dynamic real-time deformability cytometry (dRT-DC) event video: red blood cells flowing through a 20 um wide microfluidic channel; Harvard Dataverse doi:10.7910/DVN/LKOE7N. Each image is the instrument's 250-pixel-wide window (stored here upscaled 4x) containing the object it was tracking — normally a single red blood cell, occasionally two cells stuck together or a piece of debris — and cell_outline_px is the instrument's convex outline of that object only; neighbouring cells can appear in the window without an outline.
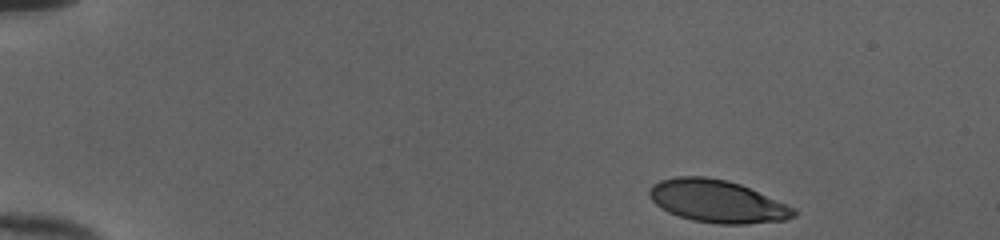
{"species": "human", "species_latin": "Homo sapiens", "temperature_condition": "cold", "stored_images_in_passage": 46, "camera_frame_rate_fps": 3000, "um_per_image_px": 0.085, "donor": {"sex": "female"}, "frame": {"image": 1, "passage_image": 1, "time_ms": 0.0, "image_size_px": [1000, 240], "cell_outline_px": [[796, 216], [784, 220], [748, 224], [720, 224], [692, 220], [668, 212], [656, 204], [648, 196], [648, 192], [652, 184], [660, 180], [676, 176], [704, 176], [728, 180], [740, 184], [796, 208]], "centroid_in_image_um": [60.96, 17.1], "position_along_channel_um": 24.0, "area_um2": 35.84}}
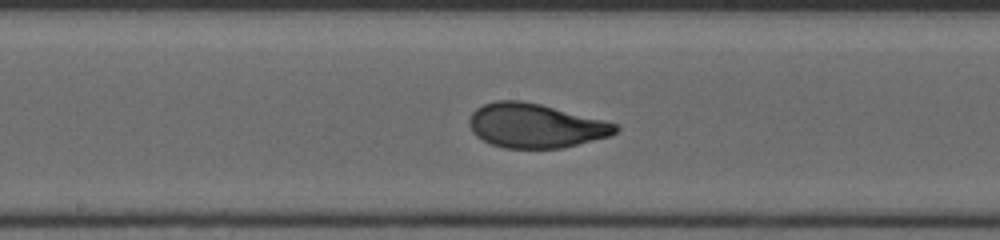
{"frame": {"image": 2, "passage_image": 23, "time_ms": 7.333, "image_size_px": [1000, 240], "cell_outline_px": [[620, 128], [612, 136], [564, 148], [504, 148], [492, 144], [476, 136], [472, 132], [468, 124], [468, 120], [472, 112], [476, 108], [484, 104], [496, 100], [520, 100], [540, 104], [604, 120], [616, 124]], "centroid_in_image_um": [45.51, 10.69], "position_along_channel_um": 202.7, "area_um2": 37.86}}
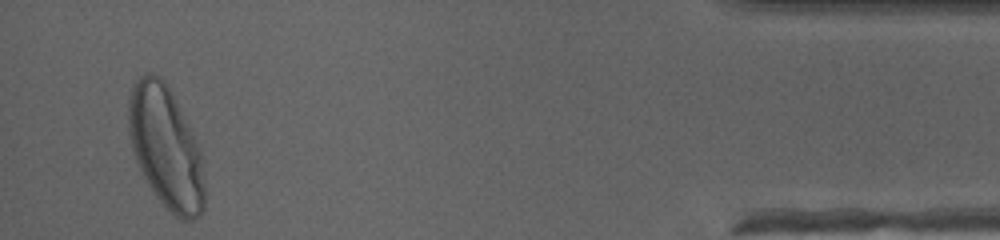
{"frame": {"image": 3, "passage_image": 44, "time_ms": 14.333, "image_size_px": [1000, 240], "cell_outline_px": [[204, 208], [200, 216], [192, 220], [180, 220], [156, 196], [148, 184], [136, 160], [132, 148], [128, 132], [128, 96], [132, 84], [140, 76], [148, 72], [152, 72], [160, 76], [164, 80], [192, 132], [200, 152], [204, 184]], "centroid_in_image_um": [14.06, 12.51], "position_along_channel_um": 421.1, "area_um2": 53.64}, "authors_computed_cell_mechanics": {"area_um2": 37.5411, "velocity_mm_per_s": 4.0034, "shape_relaxation_time_tau1_ms": 4.0341, "shape_relaxation_time_tau2_ms": null, "deformation_change_tau1": 0.1922, "deformation_change_tau2": null}}